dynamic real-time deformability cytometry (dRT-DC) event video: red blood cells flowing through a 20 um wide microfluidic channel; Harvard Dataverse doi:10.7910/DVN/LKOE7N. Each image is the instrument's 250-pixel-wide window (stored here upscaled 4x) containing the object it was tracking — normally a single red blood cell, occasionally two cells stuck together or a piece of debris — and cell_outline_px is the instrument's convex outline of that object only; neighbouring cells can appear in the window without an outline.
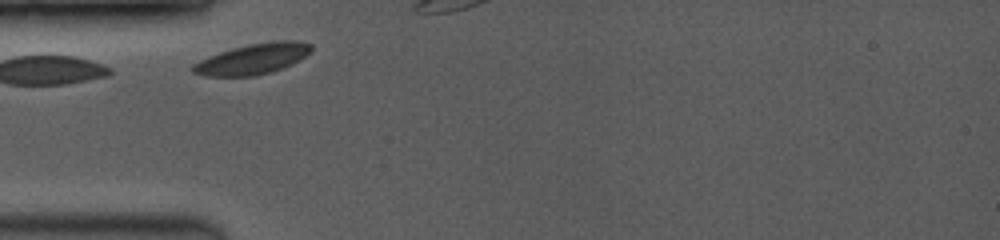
{"species": "common noctule bat (a hibernating species)", "species_latin": "Nyctalus noctula", "temperature_condition": "room temperature", "stored_images_in_passage": 7, "camera_frame_rate_fps": 3500, "um_per_image_px": 0.085, "animal": {"sex": "female", "body_mass_g": 19.0, "forearm_length_mm": 53.3}, "frame": {"image": 1, "passage_image": 1, "time_ms": 0.0, "image_size_px": [1000, 240], "cell_outline_px": [[312, 52], [292, 64], [268, 72], [252, 76], [204, 76], [192, 72], [192, 64], [208, 56], [232, 48], [248, 44], [276, 40], [296, 40], [312, 44]], "centroid_in_image_um": [21.49, 4.99], "position_along_channel_um": 63.5, "area_um2": 21.1}}